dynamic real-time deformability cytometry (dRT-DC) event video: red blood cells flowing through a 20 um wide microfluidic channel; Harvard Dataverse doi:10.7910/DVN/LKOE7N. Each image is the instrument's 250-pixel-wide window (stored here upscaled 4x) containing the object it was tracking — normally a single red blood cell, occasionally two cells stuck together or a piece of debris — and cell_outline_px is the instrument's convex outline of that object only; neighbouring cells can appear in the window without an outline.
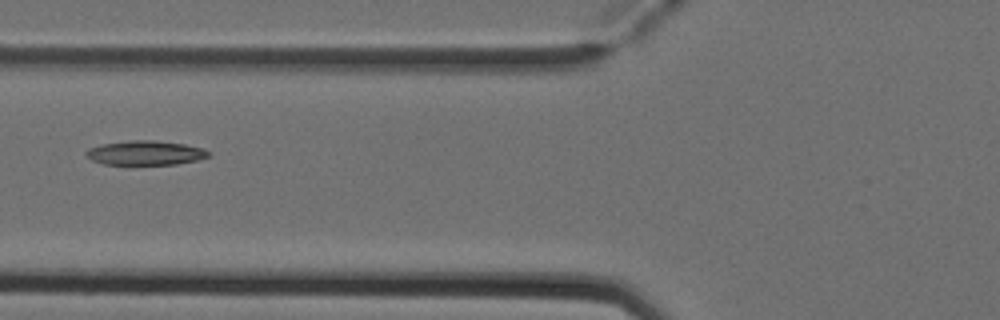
{"species": "Egyptian fruit bat (a non-hibernating species)", "species_latin": "Rousettus aegyptiacus", "temperature_condition": "cold", "stored_images_in_passage": 6, "camera_frame_rate_fps": 3000, "um_per_image_px": 0.085, "animal": {"sex": "female"}, "frame": {"image": 1, "passage_image": 6, "time_ms": 1.667, "image_size_px": [1000, 320], "cell_outline_px": [[208, 156], [196, 160], [176, 164], [104, 164], [92, 160], [84, 152], [88, 148], [104, 144], [132, 140], [156, 140], [184, 144], [200, 148], [208, 152]], "centroid_in_image_um": [12.32, 12.99], "position_along_channel_um": 113.5, "area_um2": 16.99}}